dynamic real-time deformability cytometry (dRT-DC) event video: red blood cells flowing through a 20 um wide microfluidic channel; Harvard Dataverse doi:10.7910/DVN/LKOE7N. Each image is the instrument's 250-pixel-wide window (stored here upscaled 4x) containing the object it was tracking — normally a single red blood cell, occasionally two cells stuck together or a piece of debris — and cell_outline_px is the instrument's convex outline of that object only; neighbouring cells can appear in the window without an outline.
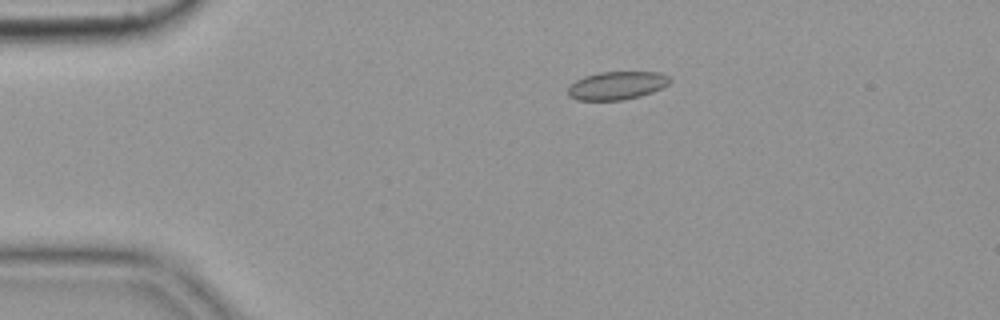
{"species": "common noctule bat (a hibernating species)", "species_latin": "Nyctalus noctula", "temperature_condition": "cold", "stored_images_in_passage": 43, "camera_frame_rate_fps": 3000, "um_per_image_px": 0.085, "animal": {"sex": "female", "body_mass_g": 19.9}, "frame": {"image": 1, "passage_image": 1, "time_ms": 0.0, "image_size_px": [1000, 320], "cell_outline_px": [[672, 80], [668, 84], [652, 92], [640, 96], [624, 100], [576, 100], [568, 96], [568, 84], [584, 76], [600, 72], [660, 72], [672, 76]], "centroid_in_image_um": [52.43, 7.26], "position_along_channel_um": 32.6, "area_um2": 16.94}, "authors_computed_cell_mechanics": {"area_um2": 15.895, "velocity_mm_per_s": 3.6206, "shape_relaxation_time_tau1_ms": 9.3636, "shape_relaxation_time_tau2_ms": 1.7459, "deformation_change_tau1": 0.1035, "deformation_change_tau2": 0.0632}}